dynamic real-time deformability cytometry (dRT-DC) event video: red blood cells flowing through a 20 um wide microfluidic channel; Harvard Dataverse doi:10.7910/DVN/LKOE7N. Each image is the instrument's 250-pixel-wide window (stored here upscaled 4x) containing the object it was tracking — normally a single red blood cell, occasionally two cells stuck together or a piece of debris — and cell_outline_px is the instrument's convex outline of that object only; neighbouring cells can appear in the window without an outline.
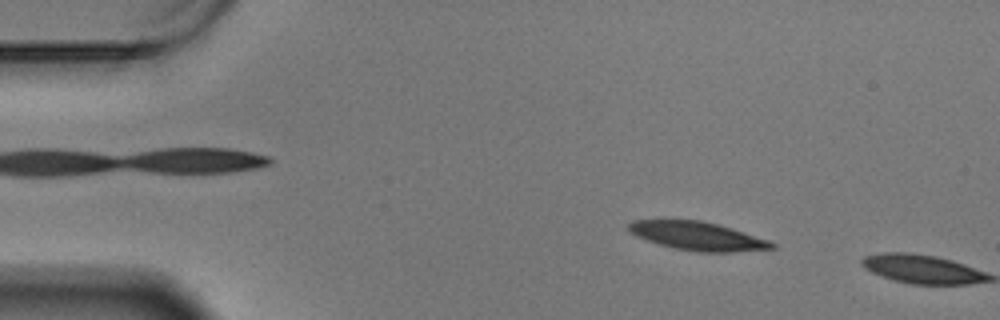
{"species": "Egyptian fruit bat (a non-hibernating species)", "species_latin": "Rousettus aegyptiacus", "temperature_condition": "warm", "stored_images_in_passage": 9, "camera_frame_rate_fps": 3000, "um_per_image_px": 0.085, "animal": {"sex": "male"}, "frame": {"image": 1, "passage_image": 8, "time_ms": 2.333, "image_size_px": [1000, 320], "cell_outline_px": [[776, 248], [732, 252], [696, 252], [672, 248], [636, 236], [628, 228], [628, 224], [632, 220], [700, 220], [732, 228], [768, 240], [776, 244]], "centroid_in_image_um": [59.3, 20.07], "position_along_channel_um": 25.7, "area_um2": 23.58}}